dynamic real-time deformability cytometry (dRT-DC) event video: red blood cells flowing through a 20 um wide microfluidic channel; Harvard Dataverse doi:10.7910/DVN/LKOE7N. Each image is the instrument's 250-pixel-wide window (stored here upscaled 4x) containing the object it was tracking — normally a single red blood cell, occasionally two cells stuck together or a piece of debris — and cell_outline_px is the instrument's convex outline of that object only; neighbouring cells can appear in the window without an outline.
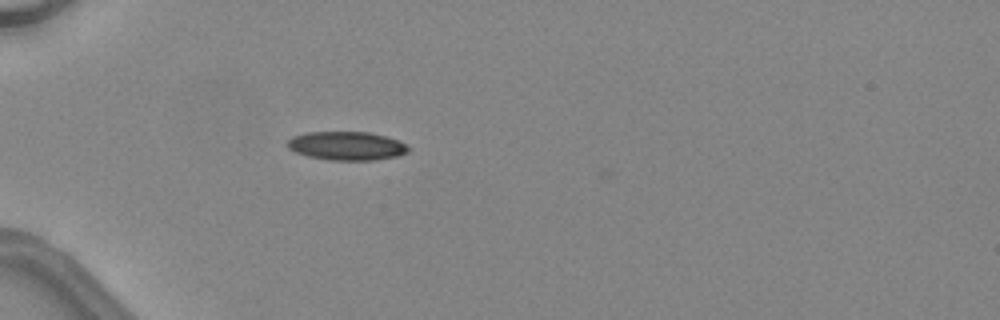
{"species": "common noctule bat (a hibernating species)", "species_latin": "Nyctalus noctula", "temperature_condition": "warm", "stored_images_in_passage": 2, "camera_frame_rate_fps": 3000, "um_per_image_px": 0.085, "animal": {"sex": "female", "body_mass_g": 24.6, "forearm_length_mm": 56.2}, "frame": {"image": 1, "passage_image": 2, "time_ms": 1.333, "image_size_px": [1000, 320], "cell_outline_px": [[412, 148], [408, 152], [396, 156], [376, 160], [332, 160], [308, 156], [296, 152], [288, 148], [288, 140], [292, 136], [308, 132], [368, 132], [400, 140]], "centroid_in_image_um": [29.51, 12.39], "position_along_channel_um": 55.5, "area_um2": 20.17}}